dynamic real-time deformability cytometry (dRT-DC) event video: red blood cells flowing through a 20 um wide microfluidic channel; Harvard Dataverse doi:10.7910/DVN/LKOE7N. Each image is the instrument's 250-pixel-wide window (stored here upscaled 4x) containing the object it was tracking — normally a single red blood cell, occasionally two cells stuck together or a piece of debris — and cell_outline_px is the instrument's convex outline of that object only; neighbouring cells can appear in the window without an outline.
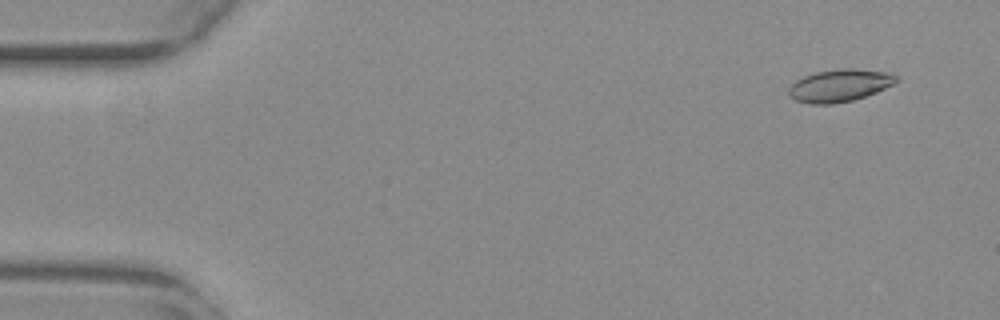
{"species": "common noctule bat (a hibernating species)", "species_latin": "Nyctalus noctula", "temperature_condition": "warm", "stored_images_in_passage": 10, "camera_frame_rate_fps": 3000, "um_per_image_px": 0.085, "animal": {"sex": "female", "body_mass_g": 29.2, "forearm_length_mm": 56.3}, "frame": {"image": 1, "passage_image": 4, "time_ms": 1.0, "image_size_px": [1000, 320], "cell_outline_px": [[896, 80], [892, 84], [876, 92], [852, 100], [832, 104], [808, 104], [796, 100], [788, 92], [788, 88], [796, 80], [804, 76], [816, 72], [840, 68], [852, 68], [888, 72], [896, 76]], "centroid_in_image_um": [71.33, 7.26], "position_along_channel_um": 13.7, "area_um2": 20.06}}